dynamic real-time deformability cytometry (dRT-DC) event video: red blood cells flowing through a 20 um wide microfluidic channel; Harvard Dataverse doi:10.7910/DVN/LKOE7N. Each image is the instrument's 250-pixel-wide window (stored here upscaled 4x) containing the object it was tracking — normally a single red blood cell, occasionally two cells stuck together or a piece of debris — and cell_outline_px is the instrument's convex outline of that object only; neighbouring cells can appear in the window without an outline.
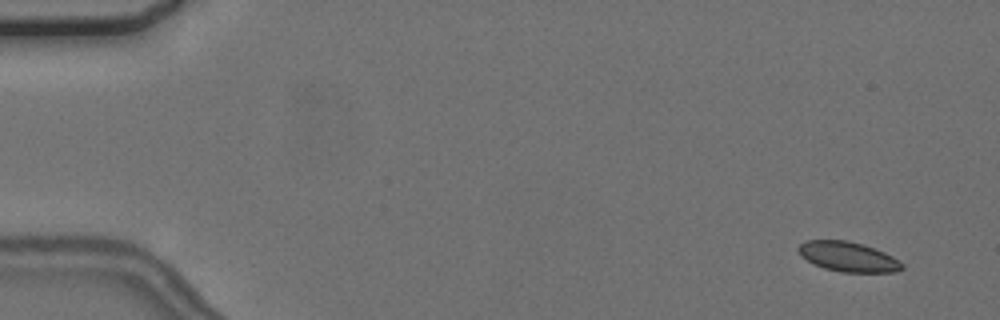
{"species": "common noctule bat (a hibernating species)", "species_latin": "Nyctalus noctula", "temperature_condition": "cold", "stored_images_in_passage": 2, "camera_frame_rate_fps": 3000, "um_per_image_px": 0.085, "animal": {"sex": "female", "body_mass_g": 24.6, "forearm_length_mm": 56.2}, "frame": {"image": 1, "passage_image": 2, "time_ms": 1.333, "image_size_px": [1000, 320], "cell_outline_px": [[904, 268], [896, 272], [840, 272], [824, 268], [812, 264], [800, 256], [796, 248], [800, 244], [808, 240], [848, 240], [864, 244], [884, 252], [900, 260], [904, 264]], "centroid_in_image_um": [72.08, 21.82], "position_along_channel_um": 12.9, "area_um2": 18.32}}